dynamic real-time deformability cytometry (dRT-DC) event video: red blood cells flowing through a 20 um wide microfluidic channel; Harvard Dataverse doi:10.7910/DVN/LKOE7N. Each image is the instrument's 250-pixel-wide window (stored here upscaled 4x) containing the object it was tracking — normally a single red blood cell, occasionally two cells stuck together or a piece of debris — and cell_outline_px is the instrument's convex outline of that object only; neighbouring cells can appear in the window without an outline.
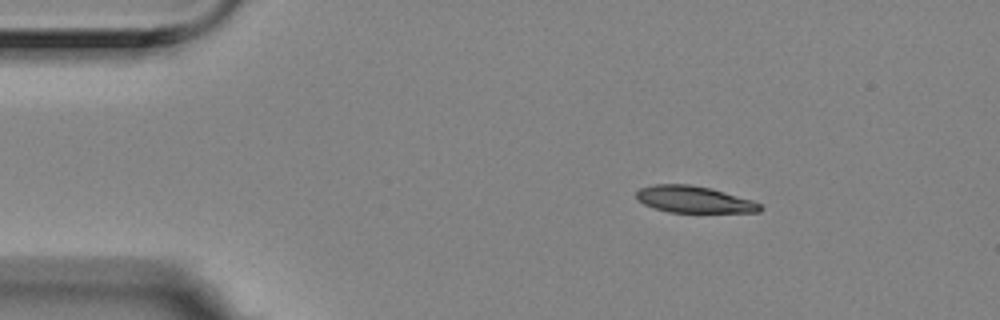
{"species": "Egyptian fruit bat (a non-hibernating species)", "species_latin": "Rousettus aegyptiacus", "temperature_condition": "room temperature", "stored_images_in_passage": 3, "camera_frame_rate_fps": 3000, "um_per_image_px": 0.085, "animal": {"sex": "female"}, "frame": {"image": 1, "passage_image": 1, "time_ms": 0.0, "image_size_px": [1000, 320], "cell_outline_px": [[764, 208], [760, 212], [668, 212], [652, 208], [644, 204], [636, 196], [636, 192], [640, 188], [652, 184], [692, 184], [712, 188], [752, 200], [760, 204]], "centroid_in_image_um": [58.99, 16.95], "position_along_channel_um": 26.0, "area_um2": 19.36}}